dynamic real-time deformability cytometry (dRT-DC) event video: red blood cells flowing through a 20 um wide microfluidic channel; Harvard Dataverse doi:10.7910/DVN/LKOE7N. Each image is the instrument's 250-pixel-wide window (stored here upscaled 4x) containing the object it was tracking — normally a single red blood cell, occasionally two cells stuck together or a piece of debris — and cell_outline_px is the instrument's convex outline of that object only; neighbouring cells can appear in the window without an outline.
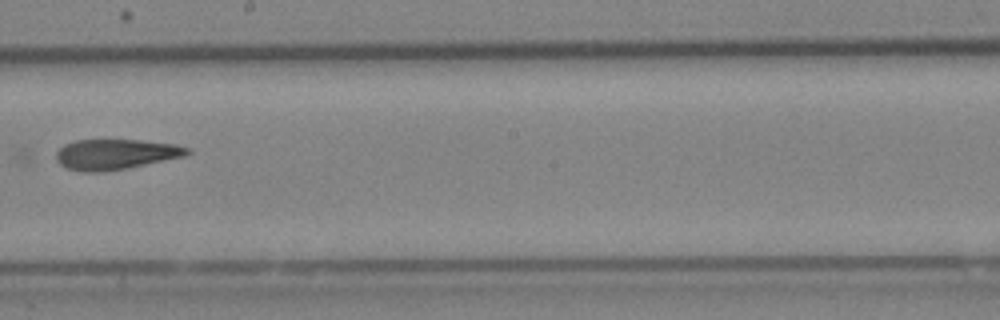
{"species": "Egyptian fruit bat (a non-hibernating species)", "species_latin": "Rousettus aegyptiacus", "temperature_condition": "cold", "stored_images_in_passage": 9, "camera_frame_rate_fps": 3000, "um_per_image_px": 0.085, "animal": {"sex": "female"}, "frame": {"image": 1, "passage_image": 9, "time_ms": 2.667, "image_size_px": [1000, 320], "cell_outline_px": [[192, 152], [184, 156], [128, 168], [104, 172], [84, 172], [68, 168], [60, 164], [56, 160], [56, 152], [64, 144], [76, 140], [140, 140], [176, 144], [192, 148]], "centroid_in_image_um": [9.85, 13.11], "position_along_channel_um": 238.4, "area_um2": 23.29}}